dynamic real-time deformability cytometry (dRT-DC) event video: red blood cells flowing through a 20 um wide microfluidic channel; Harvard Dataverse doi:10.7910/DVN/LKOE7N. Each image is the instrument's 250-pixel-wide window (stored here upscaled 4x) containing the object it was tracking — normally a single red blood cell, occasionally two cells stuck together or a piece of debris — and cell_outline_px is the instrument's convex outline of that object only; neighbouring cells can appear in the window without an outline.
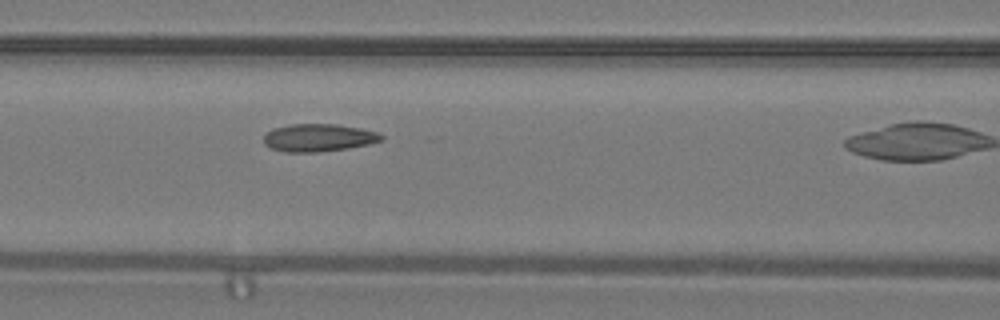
{"species": "common noctule bat (a hibernating species)", "species_latin": "Nyctalus noctula", "temperature_condition": "warm", "stored_images_in_passage": 20, "camera_frame_rate_fps": 3000, "um_per_image_px": 0.085, "animal": {"sex": "male", "body_mass_g": 19.2, "forearm_length_mm": 51.8}, "frame": {"image": 1, "passage_image": 17, "time_ms": 5.333, "image_size_px": [1000, 320], "cell_outline_px": [[384, 140], [368, 144], [348, 148], [316, 152], [284, 152], [268, 148], [264, 144], [264, 132], [272, 128], [292, 124], [336, 124], [360, 128], [376, 132], [384, 136]], "centroid_in_image_um": [27.02, 11.7], "position_along_channel_um": 139.6, "area_um2": 19.13}}